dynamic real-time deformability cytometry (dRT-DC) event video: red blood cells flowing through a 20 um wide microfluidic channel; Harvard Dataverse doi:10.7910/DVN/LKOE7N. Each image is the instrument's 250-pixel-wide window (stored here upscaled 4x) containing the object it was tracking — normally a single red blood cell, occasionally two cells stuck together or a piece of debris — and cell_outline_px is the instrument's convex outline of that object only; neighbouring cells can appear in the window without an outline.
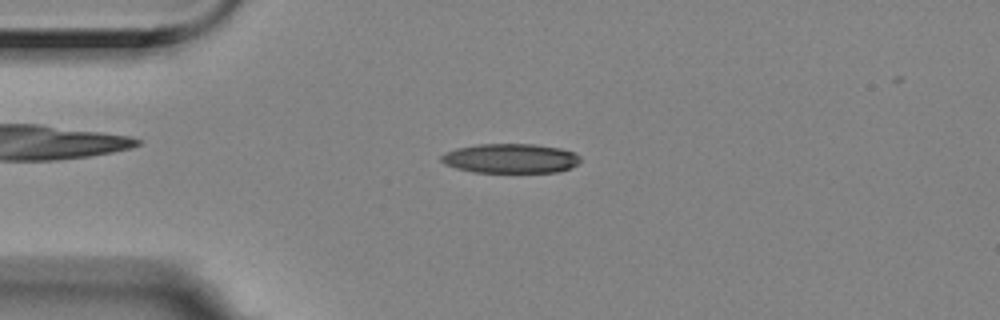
{"species": "Egyptian fruit bat (a non-hibernating species)", "species_latin": "Rousettus aegyptiacus", "temperature_condition": "room temperature", "stored_images_in_passage": 55, "camera_frame_rate_fps": 3000, "um_per_image_px": 0.085, "animal": {"sex": "female"}, "frame": {"image": 1, "passage_image": 12, "time_ms": 3.667, "image_size_px": [1000, 320], "cell_outline_px": [[580, 160], [576, 164], [568, 168], [556, 172], [472, 172], [456, 168], [444, 164], [440, 160], [440, 156], [444, 152], [456, 148], [476, 144], [536, 144], [560, 148], [572, 152], [580, 156]], "centroid_in_image_um": [43.33, 13.46], "position_along_channel_um": 41.7, "area_um2": 23.93}}
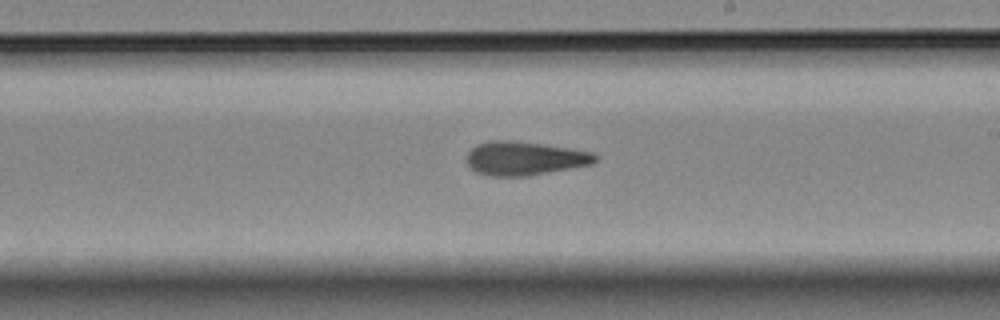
{"frame": {"image": 2, "passage_image": 31, "time_ms": 10.0, "image_size_px": [1000, 320], "cell_outline_px": [[596, 160], [592, 164], [528, 176], [488, 176], [476, 172], [468, 164], [468, 152], [476, 144], [492, 140], [508, 140], [540, 144], [592, 152], [596, 156]], "centroid_in_image_um": [44.56, 13.47], "position_along_channel_um": 244.4, "area_um2": 24.91}}
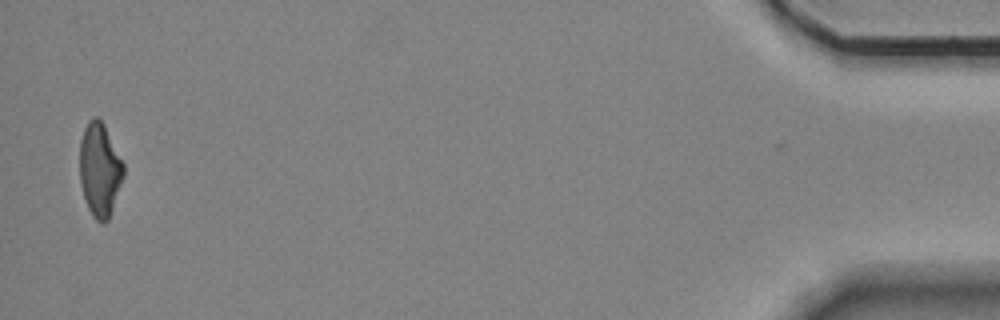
{"frame": {"image": 3, "passage_image": 54, "time_ms": 17.667, "image_size_px": [1000, 320], "cell_outline_px": [[124, 176], [108, 220], [104, 224], [96, 220], [92, 216], [88, 208], [80, 184], [80, 140], [84, 128], [88, 120], [92, 116], [96, 116], [104, 124], [124, 164]], "centroid_in_image_um": [8.47, 14.41], "position_along_channel_um": 426.7, "area_um2": 23.93}, "authors_computed_cell_mechanics": {"area_um2": 24.565, "velocity_mm_per_s": 3.5265, "shape_relaxation_time_tau1_ms": 9.8802, "shape_relaxation_time_tau2_ms": 3.5859, "deformation_change_tau1": 0.2328, "deformation_change_tau2": 0.1358}}